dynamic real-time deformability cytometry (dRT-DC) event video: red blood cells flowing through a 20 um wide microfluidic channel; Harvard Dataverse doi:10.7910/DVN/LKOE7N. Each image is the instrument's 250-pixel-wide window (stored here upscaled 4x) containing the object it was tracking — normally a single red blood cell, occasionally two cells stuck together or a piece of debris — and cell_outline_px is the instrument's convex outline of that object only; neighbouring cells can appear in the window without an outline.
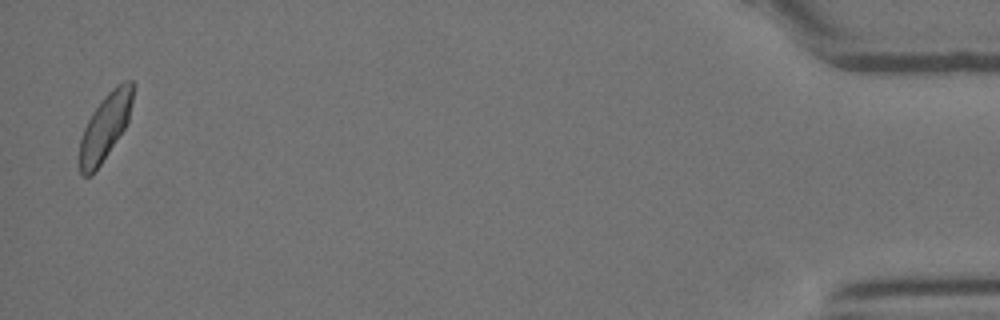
{"species": "Egyptian fruit bat (a non-hibernating species)", "species_latin": "Rousettus aegyptiacus", "temperature_condition": "room temperature", "stored_images_in_passage": 41, "camera_frame_rate_fps": 3000, "um_per_image_px": 0.085, "animal": {"sex": "female"}, "frame": {"image": 1, "passage_image": 41, "time_ms": 13.333, "image_size_px": [1000, 320], "cell_outline_px": [[132, 100], [128, 120], [124, 128], [100, 164], [88, 176], [84, 176], [80, 172], [80, 140], [84, 128], [92, 112], [100, 100], [116, 84], [124, 80], [132, 80]], "centroid_in_image_um": [8.93, 10.72], "position_along_channel_um": 426.3, "area_um2": 20.0}}